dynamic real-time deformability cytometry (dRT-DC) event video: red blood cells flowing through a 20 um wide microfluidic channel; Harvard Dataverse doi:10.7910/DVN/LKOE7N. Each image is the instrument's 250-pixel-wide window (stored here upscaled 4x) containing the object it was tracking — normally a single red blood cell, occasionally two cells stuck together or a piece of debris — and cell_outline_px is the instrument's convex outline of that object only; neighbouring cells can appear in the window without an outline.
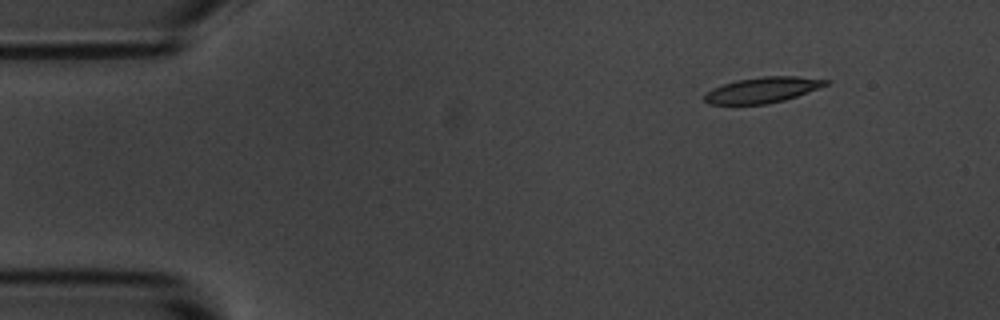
{"species": "common noctule bat (a hibernating species)", "species_latin": "Nyctalus noctula", "temperature_condition": "room temperature", "stored_images_in_passage": 5, "camera_frame_rate_fps": 3000, "um_per_image_px": 0.085, "animal": {"sex": "male", "body_mass_g": 20.1, "forearm_length_mm": 53.5}, "frame": {"image": 1, "passage_image": 1, "time_ms": 0.0, "image_size_px": [1000, 320], "cell_outline_px": [[832, 80], [828, 84], [796, 96], [784, 100], [764, 104], [708, 104], [704, 100], [704, 96], [712, 88], [736, 80], [764, 76], [796, 76]], "centroid_in_image_um": [64.81, 7.64], "position_along_channel_um": 20.2, "area_um2": 17.92}}
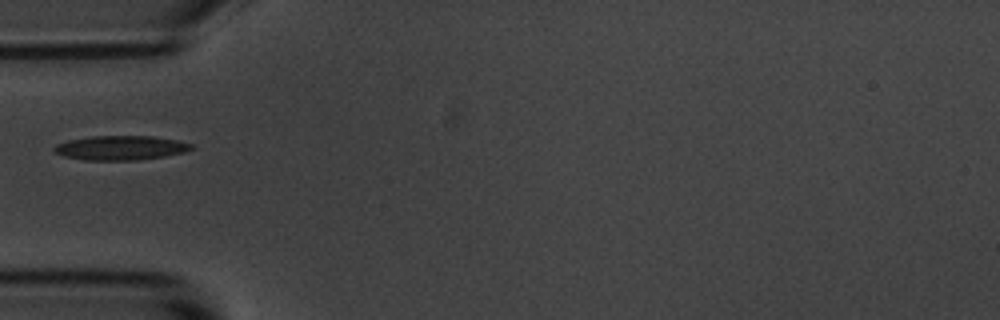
{"frame": {"image": 2, "passage_image": 4, "time_ms": 3.667, "image_size_px": [1000, 320], "cell_outline_px": [[196, 148], [184, 152], [164, 156], [140, 160], [84, 160], [64, 156], [56, 152], [52, 148], [56, 144], [68, 140], [92, 136], [152, 136], [176, 140], [192, 144]], "centroid_in_image_um": [10.26, 12.57], "position_along_channel_um": 74.7, "area_um2": 19.48}}